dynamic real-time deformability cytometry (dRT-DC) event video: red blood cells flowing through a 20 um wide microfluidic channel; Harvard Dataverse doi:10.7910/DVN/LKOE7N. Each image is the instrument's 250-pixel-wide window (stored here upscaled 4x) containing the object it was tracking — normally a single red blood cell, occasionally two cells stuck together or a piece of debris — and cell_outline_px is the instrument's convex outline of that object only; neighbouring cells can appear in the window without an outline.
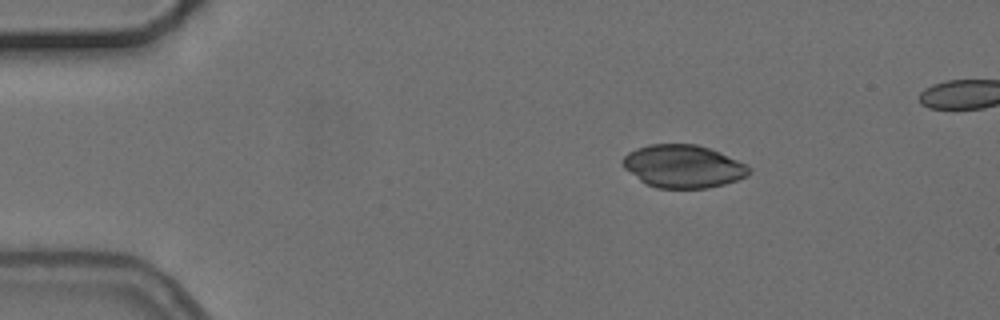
{"species": "common noctule bat (a hibernating species)", "species_latin": "Nyctalus noctula", "temperature_condition": "cold", "stored_images_in_passage": 3, "camera_frame_rate_fps": 3000, "um_per_image_px": 0.085, "animal": {"sex": "female", "body_mass_g": 24.6, "forearm_length_mm": 56.2}, "frame": {"image": 1, "passage_image": 1, "time_ms": 0.0, "image_size_px": [1000, 320], "cell_outline_px": [[752, 172], [748, 176], [724, 184], [708, 188], [656, 188], [640, 180], [624, 168], [620, 160], [628, 152], [636, 148], [648, 144], [696, 144], [720, 152], [752, 168]], "centroid_in_image_um": [58.05, 14.13], "position_along_channel_um": 26.9, "area_um2": 31.56}}